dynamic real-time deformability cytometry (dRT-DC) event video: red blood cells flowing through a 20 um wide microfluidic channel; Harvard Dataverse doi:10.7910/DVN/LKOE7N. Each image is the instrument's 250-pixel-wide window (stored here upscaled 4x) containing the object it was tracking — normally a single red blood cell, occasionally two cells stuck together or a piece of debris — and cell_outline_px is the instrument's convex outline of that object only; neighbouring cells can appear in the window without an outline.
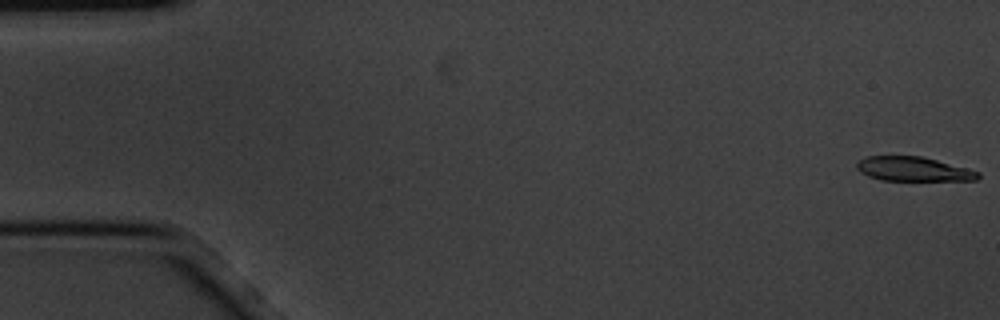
{"species": "common noctule bat (a hibernating species)", "species_latin": "Nyctalus noctula", "temperature_condition": "cold", "stored_images_in_passage": 4, "camera_frame_rate_fps": 3000, "um_per_image_px": 0.085, "animal": {"sex": "male", "body_mass_g": 20.1, "forearm_length_mm": 53.5}, "frame": {"image": 1, "passage_image": 1, "time_ms": 0.0, "image_size_px": [1000, 320], "cell_outline_px": [[980, 176], [976, 180], [880, 180], [868, 176], [860, 172], [856, 168], [856, 164], [860, 160], [868, 156], [920, 156], [968, 168], [980, 172]], "centroid_in_image_um": [77.62, 14.37], "position_along_channel_um": 7.4, "area_um2": 17.05}}